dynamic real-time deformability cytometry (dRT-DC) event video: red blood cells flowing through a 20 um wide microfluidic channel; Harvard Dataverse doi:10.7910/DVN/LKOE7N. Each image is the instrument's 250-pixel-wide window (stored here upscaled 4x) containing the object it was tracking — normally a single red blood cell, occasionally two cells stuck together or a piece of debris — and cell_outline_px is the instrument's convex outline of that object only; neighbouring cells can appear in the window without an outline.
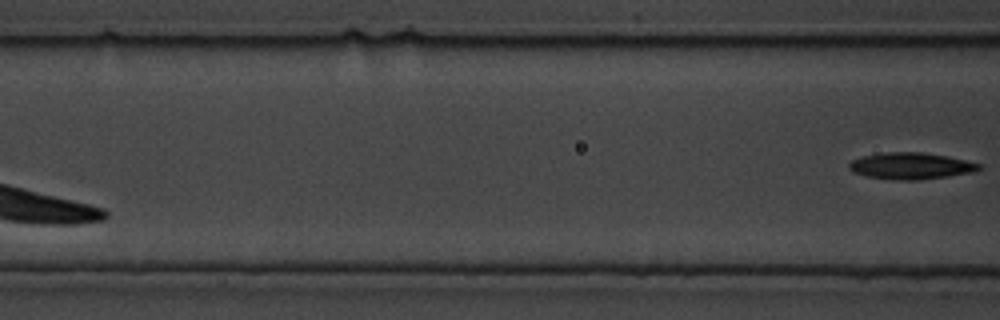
{"species": "common noctule bat (a hibernating species)", "species_latin": "Nyctalus noctula", "temperature_condition": "cold", "stored_images_in_passage": 10, "segment_of_instrument_passage": [2, 2], "camera_frame_rate_fps": 3000, "um_per_image_px": 0.085, "animal": {"sex": "male", "body_mass_g": 19.5, "forearm_length_mm": 54.6}, "frame": {"image": 1, "passage_image": 10, "time_ms": 3.0, "image_size_px": [1000, 320], "cell_outline_px": [[984, 168], [972, 172], [916, 180], [900, 180], [868, 176], [852, 172], [848, 168], [848, 164], [852, 160], [864, 156], [888, 152], [920, 152], [944, 156], [984, 164]], "centroid_in_image_um": [77.43, 14.1], "position_along_channel_um": 89.2, "area_um2": 19.77}}